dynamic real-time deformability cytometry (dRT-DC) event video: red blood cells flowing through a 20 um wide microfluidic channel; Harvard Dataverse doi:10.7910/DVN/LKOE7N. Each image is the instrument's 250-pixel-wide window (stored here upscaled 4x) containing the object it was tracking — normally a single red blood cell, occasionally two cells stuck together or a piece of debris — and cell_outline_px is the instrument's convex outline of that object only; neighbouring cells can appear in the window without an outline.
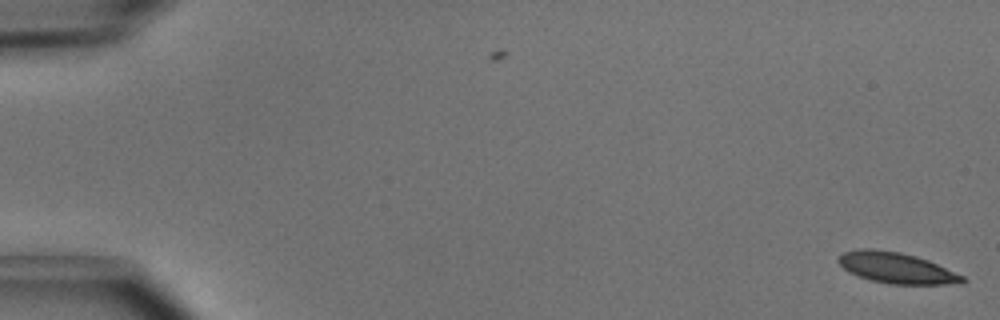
{"species": "common noctule bat (a hibernating species)", "species_latin": "Nyctalus noctula", "temperature_condition": "cold", "stored_images_in_passage": 5, "camera_frame_rate_fps": 3000, "um_per_image_px": 0.085, "animal": {"sex": "male", "body_mass_g": 15.6}, "frame": {"image": 1, "passage_image": 5, "time_ms": 1.333, "image_size_px": [1000, 320], "cell_outline_px": [[968, 280], [964, 284], [888, 284], [868, 280], [848, 272], [836, 260], [844, 252], [860, 248], [872, 248], [900, 252], [916, 256], [928, 260], [964, 276]], "centroid_in_image_um": [76.21, 22.78], "position_along_channel_um": 8.8, "area_um2": 22.54}}